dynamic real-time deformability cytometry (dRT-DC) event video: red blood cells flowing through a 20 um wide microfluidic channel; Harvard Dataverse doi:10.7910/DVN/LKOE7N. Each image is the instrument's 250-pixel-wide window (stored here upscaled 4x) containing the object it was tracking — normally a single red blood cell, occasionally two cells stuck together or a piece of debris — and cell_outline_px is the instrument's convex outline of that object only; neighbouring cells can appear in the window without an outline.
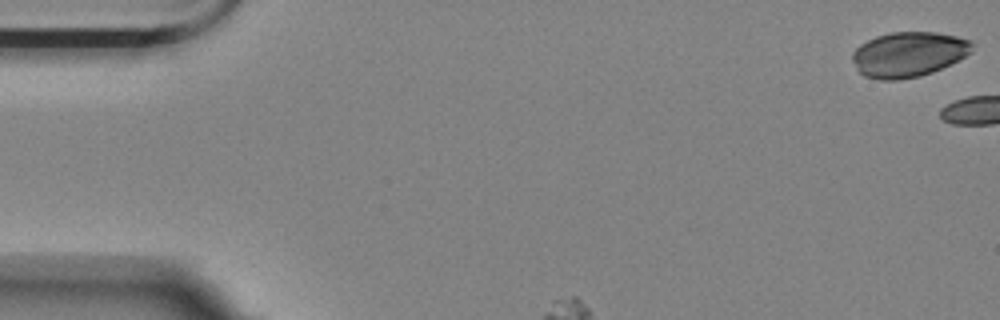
{"species": "Egyptian fruit bat (a non-hibernating species)", "species_latin": "Rousettus aegyptiacus", "temperature_condition": "room temperature", "stored_images_in_passage": 38, "camera_frame_rate_fps": 3000, "um_per_image_px": 0.085, "animal": {"sex": "female"}, "frame": {"image": 1, "passage_image": 1, "time_ms": 0.0, "image_size_px": [1000, 320], "cell_outline_px": [[972, 52], [932, 72], [920, 76], [896, 80], [880, 80], [864, 76], [856, 68], [852, 60], [852, 52], [860, 44], [876, 36], [892, 32], [936, 32], [956, 36], [972, 40]], "centroid_in_image_um": [77.19, 4.61], "position_along_channel_um": 7.8, "area_um2": 31.33}}